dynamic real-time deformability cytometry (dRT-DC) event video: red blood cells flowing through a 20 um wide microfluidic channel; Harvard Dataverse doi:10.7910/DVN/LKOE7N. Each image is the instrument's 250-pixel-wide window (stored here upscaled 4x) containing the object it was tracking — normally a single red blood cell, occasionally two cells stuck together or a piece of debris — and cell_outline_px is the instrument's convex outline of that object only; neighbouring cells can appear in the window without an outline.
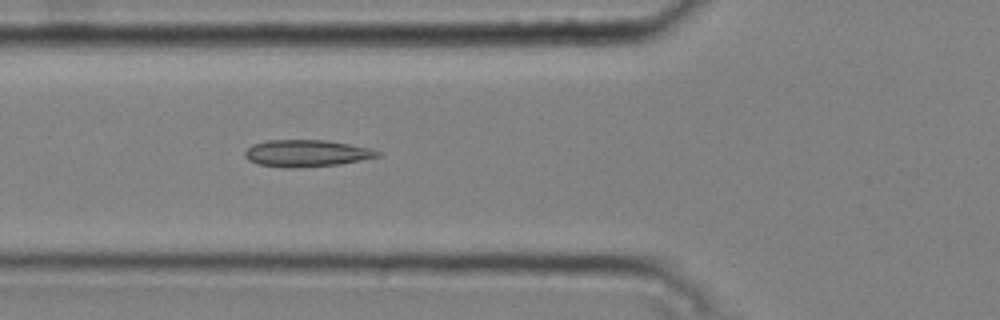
{"species": "common noctule bat (a hibernating species)", "species_latin": "Nyctalus noctula", "temperature_condition": "cold", "stored_images_in_passage": 42, "camera_frame_rate_fps": 3000, "um_per_image_px": 0.085, "animal": {"sex": "male", "body_mass_g": 20.4}, "frame": {"image": 1, "passage_image": 11, "time_ms": 3.333, "image_size_px": [1000, 320], "cell_outline_px": [[380, 156], [340, 164], [260, 164], [248, 160], [244, 156], [244, 152], [252, 144], [268, 140], [324, 140], [372, 148], [380, 152]], "centroid_in_image_um": [26.1, 12.96], "position_along_channel_um": 99.7, "area_um2": 19.42}}
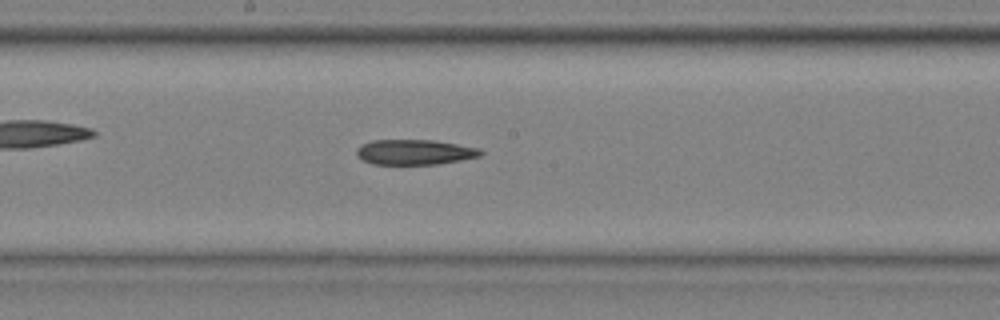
{"frame": {"image": 2, "passage_image": 20, "time_ms": 6.333, "image_size_px": [1000, 320], "cell_outline_px": [[484, 152], [480, 156], [460, 160], [436, 164], [372, 164], [356, 156], [356, 148], [372, 140], [436, 140], [480, 148]], "centroid_in_image_um": [35.26, 12.92], "position_along_channel_um": 212.9, "area_um2": 18.21}}
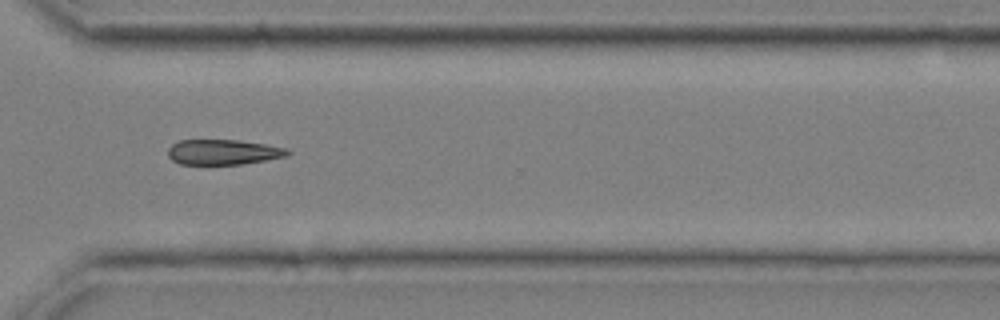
{"frame": {"image": 3, "passage_image": 31, "time_ms": 10.0, "image_size_px": [1000, 320], "cell_outline_px": [[292, 152], [288, 156], [244, 164], [180, 164], [172, 160], [168, 156], [168, 148], [172, 144], [180, 140], [240, 140], [288, 148]], "centroid_in_image_um": [19.0, 12.93], "position_along_channel_um": 351.6, "area_um2": 17.69}}